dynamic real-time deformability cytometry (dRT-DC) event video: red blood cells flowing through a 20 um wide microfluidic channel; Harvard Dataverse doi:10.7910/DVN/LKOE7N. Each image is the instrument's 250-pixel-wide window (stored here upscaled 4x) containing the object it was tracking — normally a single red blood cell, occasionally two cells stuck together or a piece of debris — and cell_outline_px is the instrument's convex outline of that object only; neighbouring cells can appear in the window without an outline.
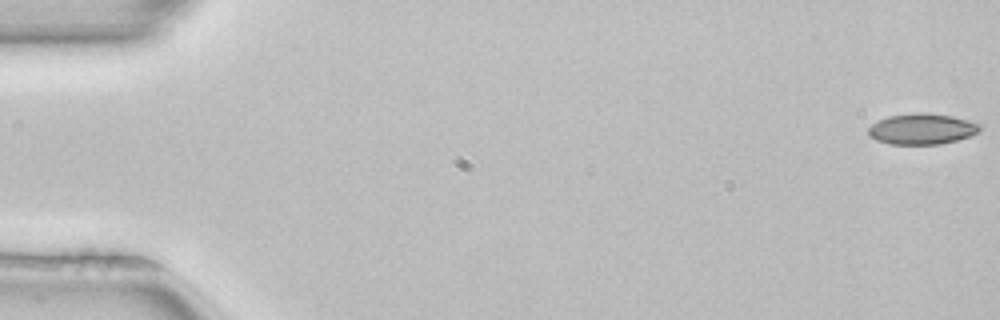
{"species": "common noctule bat (a hibernating species)", "species_latin": "Nyctalus noctula", "temperature_condition": "room temperature", "stored_images_in_passage": 8, "camera_frame_rate_fps": 3000, "um_per_image_px": 0.085, "animal": {"sex": "female", "body_mass_g": 22.7, "forearm_length_mm": 54.2}, "frame": {"image": 1, "passage_image": 1, "time_ms": 0.0, "image_size_px": [1000, 320], "cell_outline_px": [[984, 124], [980, 132], [956, 140], [940, 144], [888, 144], [876, 140], [868, 136], [868, 128], [872, 124], [888, 116], [920, 112], [952, 116]], "centroid_in_image_um": [78.39, 10.96], "position_along_channel_um": 6.6, "area_um2": 20.11}}
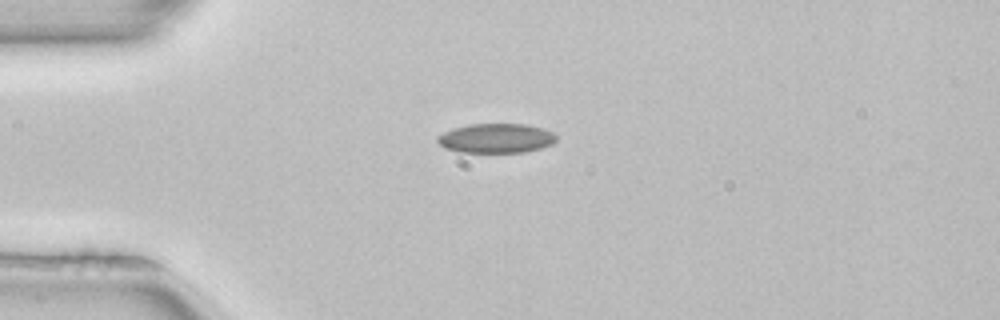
{"frame": {"image": 2, "passage_image": 7, "time_ms": 2.0, "image_size_px": [1000, 320], "cell_outline_px": [[556, 140], [552, 144], [540, 148], [524, 152], [460, 152], [444, 148], [436, 140], [436, 136], [452, 128], [468, 124], [524, 124], [544, 128], [552, 132], [556, 136]], "centroid_in_image_um": [42.14, 11.74], "position_along_channel_um": 42.9, "area_um2": 20.46}}